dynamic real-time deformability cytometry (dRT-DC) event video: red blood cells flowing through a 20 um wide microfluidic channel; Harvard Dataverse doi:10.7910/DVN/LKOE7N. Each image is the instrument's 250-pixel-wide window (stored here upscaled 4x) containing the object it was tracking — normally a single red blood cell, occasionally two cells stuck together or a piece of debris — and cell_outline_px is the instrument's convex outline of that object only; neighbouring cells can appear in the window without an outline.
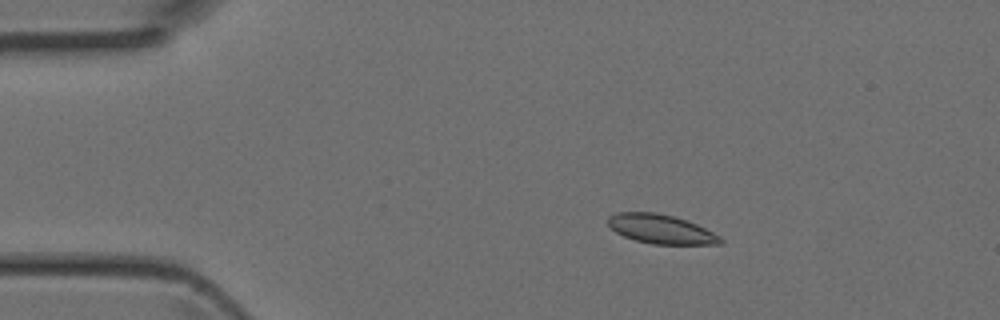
{"species": "Egyptian fruit bat (a non-hibernating species)", "species_latin": "Rousettus aegyptiacus", "temperature_condition": "room temperature", "stored_images_in_passage": 4, "camera_frame_rate_fps": 3000, "um_per_image_px": 0.085, "animal": {"sex": "female"}, "frame": {"image": 1, "passage_image": 2, "time_ms": 0.333, "image_size_px": [1000, 320], "cell_outline_px": [[724, 240], [720, 244], [652, 244], [636, 240], [624, 236], [616, 232], [608, 224], [608, 216], [616, 212], [656, 212], [672, 216], [696, 224], [720, 236]], "centroid_in_image_um": [56.16, 19.47], "position_along_channel_um": 28.8, "area_um2": 18.9}}
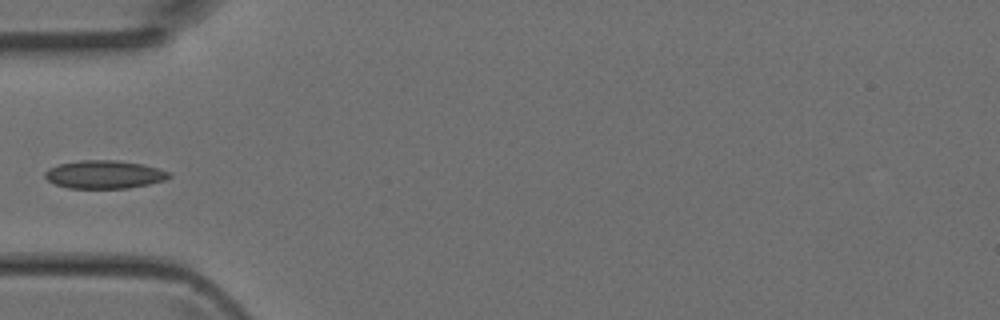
{"frame": {"image": 2, "passage_image": 4, "time_ms": 1.0, "image_size_px": [1000, 320], "cell_outline_px": [[172, 176], [164, 180], [148, 184], [128, 188], [68, 188], [56, 184], [48, 180], [44, 176], [44, 172], [48, 168], [60, 164], [80, 160], [116, 160], [140, 164], [172, 172]], "centroid_in_image_um": [8.86, 14.83], "position_along_channel_um": 76.1, "area_um2": 20.23}}